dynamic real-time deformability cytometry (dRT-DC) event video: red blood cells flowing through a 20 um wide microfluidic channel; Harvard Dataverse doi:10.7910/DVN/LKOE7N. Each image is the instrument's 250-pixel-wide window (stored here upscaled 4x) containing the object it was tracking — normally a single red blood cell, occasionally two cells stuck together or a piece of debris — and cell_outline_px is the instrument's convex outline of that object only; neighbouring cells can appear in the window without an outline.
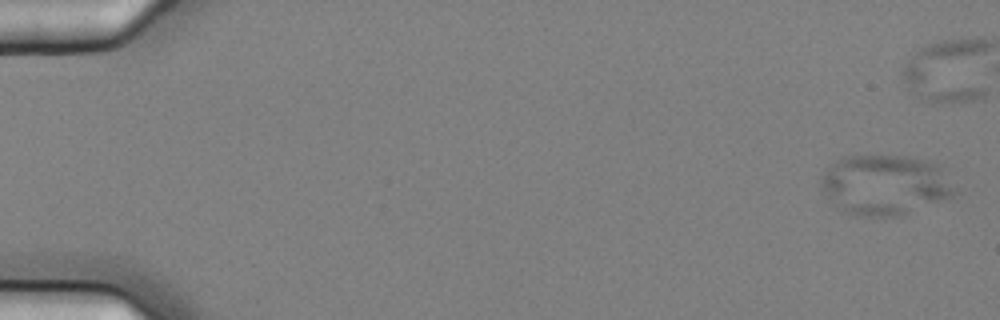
{"species": "common noctule bat (a hibernating species)", "species_latin": "Nyctalus noctula", "temperature_condition": "cold", "stored_images_in_passage": 7, "camera_frame_rate_fps": 3000, "um_per_image_px": 0.085, "animal": {"sex": "female", "body_mass_g": 25.1}, "frame": {"image": 1, "passage_image": 1, "time_ms": 0.0, "image_size_px": [1000, 320], "cell_outline_px": [[956, 192], [952, 196], [900, 216], [856, 216], [848, 212], [836, 204], [820, 184], [828, 164], [844, 156], [912, 156], [928, 160], [940, 164]], "centroid_in_image_um": [75.26, 15.68], "position_along_channel_um": 9.7, "area_um2": 46.41}}